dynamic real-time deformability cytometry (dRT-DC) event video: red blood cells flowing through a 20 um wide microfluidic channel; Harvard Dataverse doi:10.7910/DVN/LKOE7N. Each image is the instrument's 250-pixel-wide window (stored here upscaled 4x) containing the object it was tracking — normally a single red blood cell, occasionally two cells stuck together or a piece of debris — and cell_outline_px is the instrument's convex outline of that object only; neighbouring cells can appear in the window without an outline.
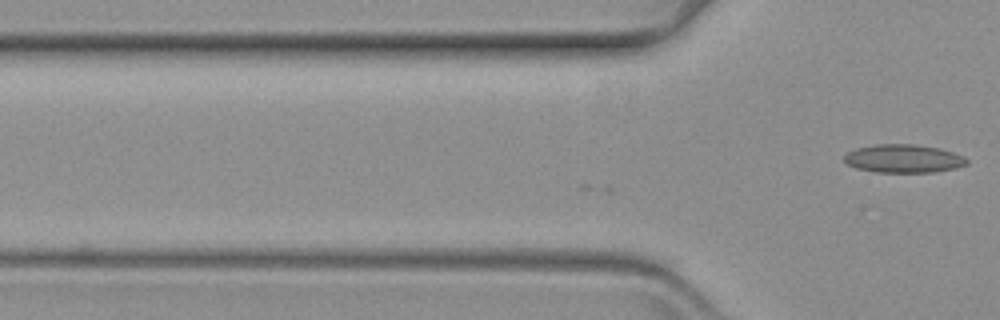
{"species": "common noctule bat (a hibernating species)", "species_latin": "Nyctalus noctula", "temperature_condition": "warm", "stored_images_in_passage": 16, "camera_frame_rate_fps": 3000, "um_per_image_px": 0.085, "animal": {"sex": "female", "body_mass_g": 19.3, "forearm_length_mm": 54.1}, "frame": {"image": 1, "passage_image": 16, "time_ms": 5.0, "image_size_px": [1000, 320], "cell_outline_px": [[968, 164], [956, 168], [932, 172], [876, 172], [856, 168], [848, 164], [844, 160], [844, 156], [848, 152], [856, 148], [876, 144], [912, 144], [940, 148], [952, 152], [968, 160]], "centroid_in_image_um": [76.78, 13.48], "position_along_channel_um": 49.0, "area_um2": 20.06}}